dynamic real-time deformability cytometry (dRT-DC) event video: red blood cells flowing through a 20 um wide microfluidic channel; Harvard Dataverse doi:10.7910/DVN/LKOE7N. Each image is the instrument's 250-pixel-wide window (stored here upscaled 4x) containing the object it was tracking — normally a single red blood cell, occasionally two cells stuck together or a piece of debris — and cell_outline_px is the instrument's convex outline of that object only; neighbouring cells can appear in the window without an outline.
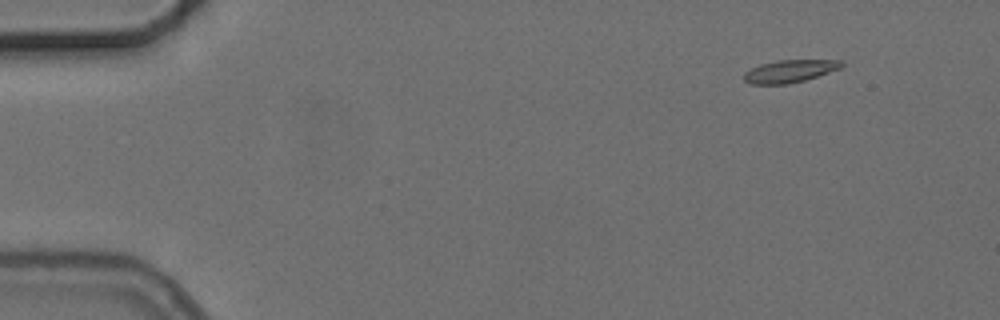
{"species": "common noctule bat (a hibernating species)", "species_latin": "Nyctalus noctula", "temperature_condition": "cold", "stored_images_in_passage": 3, "camera_frame_rate_fps": 3000, "um_per_image_px": 0.085, "animal": {"sex": "female", "body_mass_g": 24.6, "forearm_length_mm": 56.2}, "frame": {"image": 1, "passage_image": 1, "time_ms": 0.0, "image_size_px": [1000, 320], "cell_outline_px": [[844, 64], [840, 68], [804, 80], [784, 84], [752, 84], [744, 80], [744, 72], [760, 64], [776, 60], [840, 60]], "centroid_in_image_um": [67.09, 6.04], "position_along_channel_um": 17.9, "area_um2": 12.6}}